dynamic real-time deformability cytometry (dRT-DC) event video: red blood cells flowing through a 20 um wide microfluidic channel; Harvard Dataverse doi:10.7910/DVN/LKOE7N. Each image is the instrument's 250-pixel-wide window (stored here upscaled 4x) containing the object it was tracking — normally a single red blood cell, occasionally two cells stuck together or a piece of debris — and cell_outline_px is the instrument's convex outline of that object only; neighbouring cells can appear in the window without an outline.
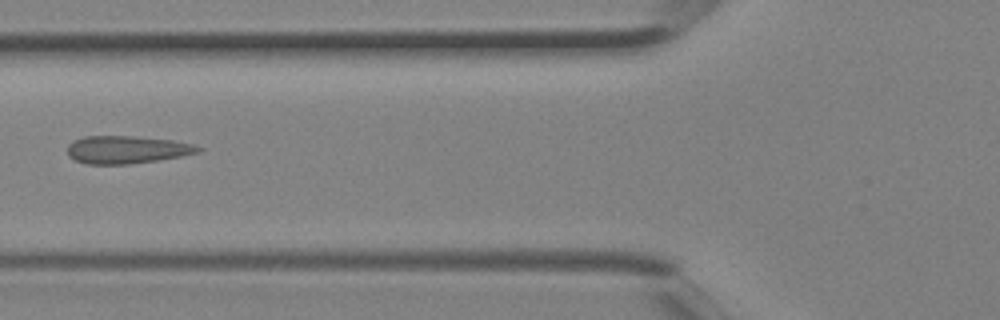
{"species": "Egyptian fruit bat (a non-hibernating species)", "species_latin": "Rousettus aegyptiacus", "temperature_condition": "room temperature", "stored_images_in_passage": 4, "camera_frame_rate_fps": 3000, "um_per_image_px": 0.085, "animal": {"sex": "female"}, "frame": {"image": 1, "passage_image": 4, "time_ms": 1.0, "image_size_px": [1000, 320], "cell_outline_px": [[204, 148], [200, 152], [180, 156], [156, 160], [128, 164], [84, 164], [68, 156], [68, 144], [72, 140], [84, 136], [132, 136], [172, 140], [192, 144]], "centroid_in_image_um": [10.75, 12.71], "position_along_channel_um": 115.1, "area_um2": 21.1}}